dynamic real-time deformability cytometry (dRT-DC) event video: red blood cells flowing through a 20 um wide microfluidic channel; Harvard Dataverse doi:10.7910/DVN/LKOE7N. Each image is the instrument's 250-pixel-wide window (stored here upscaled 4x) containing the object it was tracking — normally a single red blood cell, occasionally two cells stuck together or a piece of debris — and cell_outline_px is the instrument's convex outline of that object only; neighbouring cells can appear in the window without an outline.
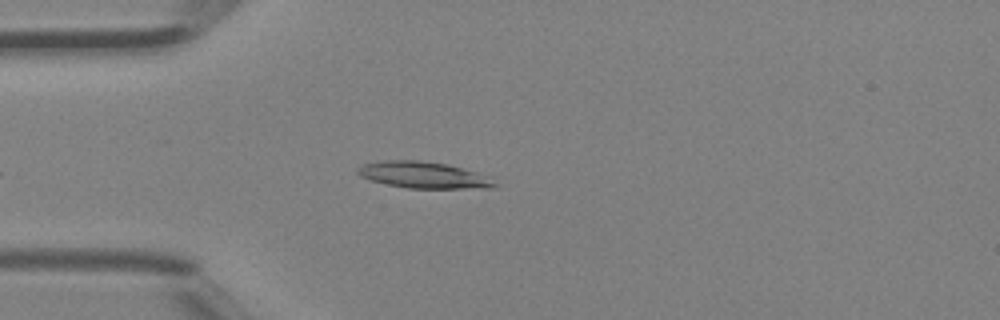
{"species": "Egyptian fruit bat (a non-hibernating species)", "species_latin": "Rousettus aegyptiacus", "temperature_condition": "room temperature", "stored_images_in_passage": 3, "camera_frame_rate_fps": 3000, "um_per_image_px": 0.085, "animal": {"sex": "female"}, "frame": {"image": 1, "passage_image": 3, "time_ms": 0.667, "image_size_px": [1000, 320], "cell_outline_px": [[496, 188], [408, 188], [388, 184], [372, 180], [360, 176], [356, 172], [356, 168], [364, 164], [380, 160], [420, 160], [444, 164], [492, 176], [496, 184]], "centroid_in_image_um": [36.02, 14.87], "position_along_channel_um": 49.0, "area_um2": 21.1}}